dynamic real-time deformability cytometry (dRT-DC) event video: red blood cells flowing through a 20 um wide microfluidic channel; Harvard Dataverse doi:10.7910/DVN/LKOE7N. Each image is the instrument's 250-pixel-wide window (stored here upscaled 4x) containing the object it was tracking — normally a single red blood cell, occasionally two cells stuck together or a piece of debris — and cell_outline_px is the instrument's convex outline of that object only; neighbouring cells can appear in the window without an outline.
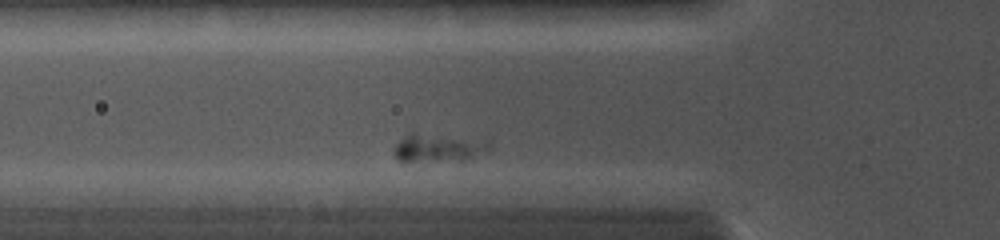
{"species": "common noctule bat (a hibernating species)", "species_latin": "Nyctalus noctula", "temperature_condition": "cold", "stored_images_in_passage": 19, "camera_frame_rate_fps": 5000, "um_per_image_px": 0.085, "animal": {"sex": "female", "body_mass_g": 19.0, "forearm_length_mm": 56.7}, "frame": {"image": 1, "passage_image": 3, "time_ms": 1.0, "image_size_px": [1000, 240], "cell_outline_px": [[492, 148], [464, 160], [400, 160], [392, 152], [396, 144], [400, 140], [412, 132], [488, 140]], "centroid_in_image_um": [37.28, 12.53], "position_along_channel_um": 88.5, "area_um2": 15.14}}
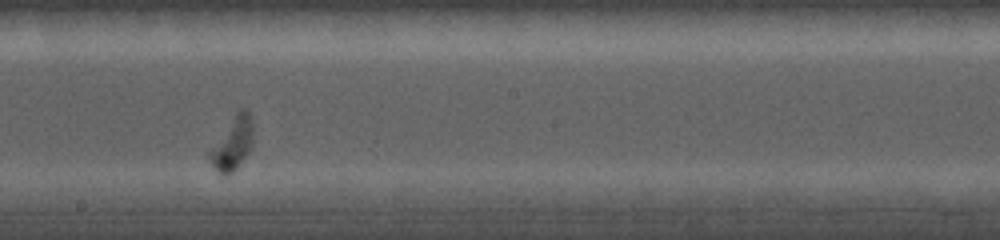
{"frame": {"image": 2, "passage_image": 9, "time_ms": 4.4, "image_size_px": [1000, 240], "cell_outline_px": [[252, 148], [236, 168], [228, 176], [220, 176], [216, 172], [208, 160], [208, 152], [236, 112], [240, 108], [244, 108], [248, 112], [252, 124]], "centroid_in_image_um": [19.73, 12.26], "position_along_channel_um": 228.5, "area_um2": 13.41}}
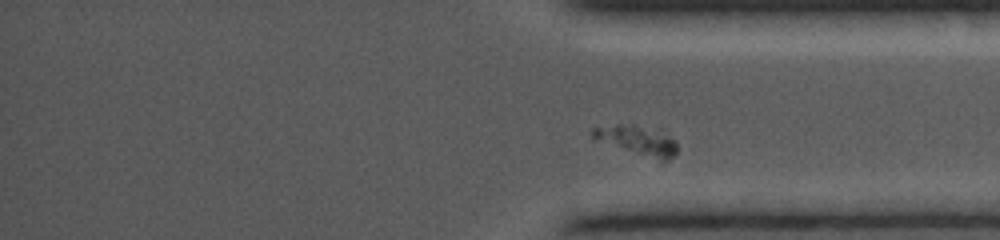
{"frame": {"image": 3, "passage_image": 19, "time_ms": 8.0, "image_size_px": [1000, 240], "cell_outline_px": [[676, 152], [664, 164], [596, 140], [592, 136], [592, 128], [620, 124], [636, 124], [676, 140]], "centroid_in_image_um": [54.17, 11.99], "position_along_channel_um": 381.0, "area_um2": 14.39}}